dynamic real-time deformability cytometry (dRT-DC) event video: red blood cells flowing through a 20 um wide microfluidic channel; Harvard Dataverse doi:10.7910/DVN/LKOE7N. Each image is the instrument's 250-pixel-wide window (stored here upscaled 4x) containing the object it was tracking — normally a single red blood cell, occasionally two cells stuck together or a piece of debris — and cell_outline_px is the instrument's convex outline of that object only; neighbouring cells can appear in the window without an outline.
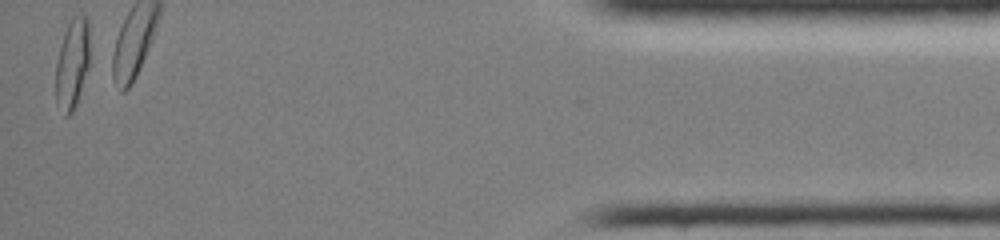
{"species": "common noctule bat (a hibernating species)", "species_latin": "Nyctalus noctula", "temperature_condition": "room temperature", "stored_images_in_passage": 43, "camera_frame_rate_fps": 3000, "um_per_image_px": 0.085, "animal": {"sex": "female", "body_mass_g": 19.0, "forearm_length_mm": 51.5}, "frame": {"image": 1, "passage_image": 42, "time_ms": 12.333, "image_size_px": [1000, 240], "cell_outline_px": [[88, 68], [76, 104], [72, 112], [68, 116], [64, 116], [56, 100], [56, 64], [60, 44], [64, 32], [72, 16], [84, 16], [88, 20]], "centroid_in_image_um": [6.12, 5.42], "position_along_channel_um": 429.1, "area_um2": 17.51}, "authors_computed_cell_mechanics": {"area_um2": 18.0336, "velocity_mm_per_s": 4.2468, "shape_relaxation_time_tau1_ms": 5.0664, "shape_relaxation_time_tau2_ms": 2.8736, "deformation_change_tau1": 0.1771, "deformation_change_tau2": 0.0484}}